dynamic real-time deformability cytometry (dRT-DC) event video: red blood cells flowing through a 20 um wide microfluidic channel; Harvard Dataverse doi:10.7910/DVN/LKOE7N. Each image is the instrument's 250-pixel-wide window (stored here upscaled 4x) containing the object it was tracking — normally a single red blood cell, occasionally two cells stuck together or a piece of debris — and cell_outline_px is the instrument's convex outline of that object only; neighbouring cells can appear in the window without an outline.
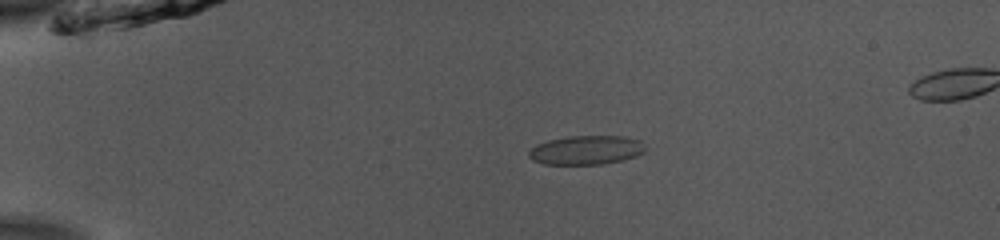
{"species": "common noctule bat (a hibernating species)", "species_latin": "Nyctalus noctula", "temperature_condition": "room temperature", "stored_images_in_passage": 43, "camera_frame_rate_fps": 3000, "um_per_image_px": 0.085, "animal": {"sex": "male", "body_mass_g": 13.0, "forearm_length_mm": 53.1}, "frame": {"image": 1, "passage_image": 2, "time_ms": 0.333, "image_size_px": [1000, 240], "cell_outline_px": [[644, 152], [636, 156], [620, 160], [600, 164], [544, 164], [532, 160], [528, 156], [528, 152], [536, 144], [548, 140], [568, 136], [624, 136], [640, 140], [644, 148]], "centroid_in_image_um": [49.79, 12.75], "position_along_channel_um": 35.2, "area_um2": 19.59}}
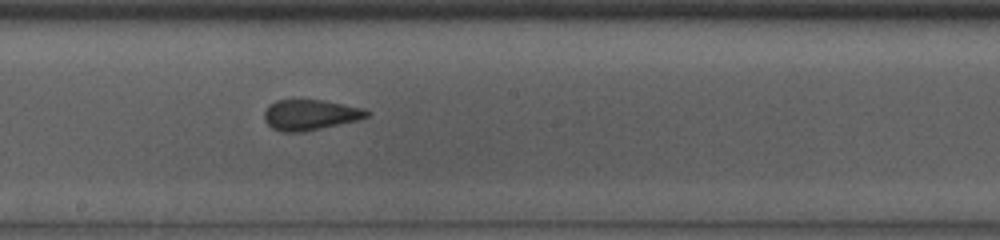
{"frame": {"image": 2, "passage_image": 20, "time_ms": 6.333, "image_size_px": [1000, 240], "cell_outline_px": [[372, 112], [368, 116], [356, 120], [304, 132], [280, 132], [272, 128], [264, 120], [264, 112], [268, 104], [276, 100], [324, 100], [364, 108]], "centroid_in_image_um": [26.34, 9.76], "position_along_channel_um": 221.9, "area_um2": 18.32}}
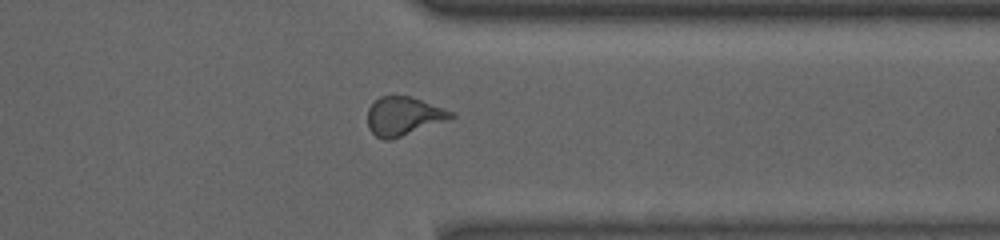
{"frame": {"image": 3, "passage_image": 32, "time_ms": 10.333, "image_size_px": [1000, 240], "cell_outline_px": [[456, 116], [392, 140], [384, 140], [376, 136], [368, 128], [368, 108], [380, 96], [412, 96], [456, 112]], "centroid_in_image_um": [34.31, 9.86], "position_along_channel_um": 377.1, "area_um2": 18.79}}